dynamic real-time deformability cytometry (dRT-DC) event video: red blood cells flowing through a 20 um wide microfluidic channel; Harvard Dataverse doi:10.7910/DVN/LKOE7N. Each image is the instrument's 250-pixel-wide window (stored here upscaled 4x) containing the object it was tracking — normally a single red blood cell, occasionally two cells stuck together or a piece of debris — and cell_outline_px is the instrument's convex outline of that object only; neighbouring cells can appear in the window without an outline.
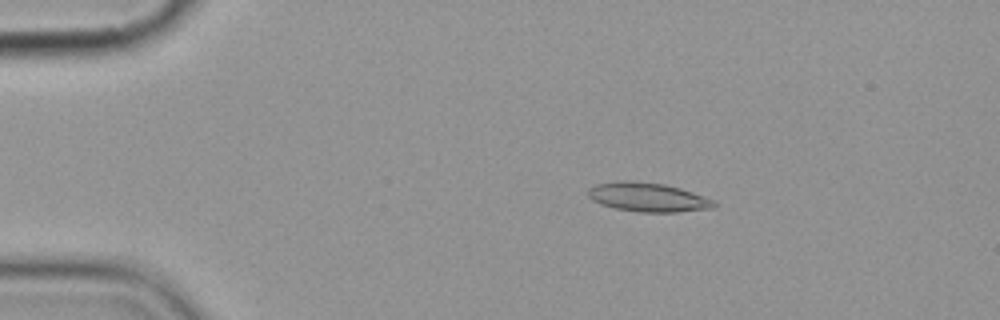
{"species": "common noctule bat (a hibernating species)", "species_latin": "Nyctalus noctula", "temperature_condition": "cold", "stored_images_in_passage": 5, "camera_frame_rate_fps": 3000, "um_per_image_px": 0.085, "animal": {"sex": "female", "body_mass_g": 19.9}, "frame": {"image": 1, "passage_image": 3, "time_ms": 2.333, "image_size_px": [1000, 320], "cell_outline_px": [[716, 208], [680, 212], [640, 212], [616, 208], [600, 204], [592, 200], [588, 196], [588, 188], [596, 184], [616, 180], [632, 180], [664, 184], [680, 188], [716, 200]], "centroid_in_image_um": [55.08, 16.75], "position_along_channel_um": 29.9, "area_um2": 21.62}}